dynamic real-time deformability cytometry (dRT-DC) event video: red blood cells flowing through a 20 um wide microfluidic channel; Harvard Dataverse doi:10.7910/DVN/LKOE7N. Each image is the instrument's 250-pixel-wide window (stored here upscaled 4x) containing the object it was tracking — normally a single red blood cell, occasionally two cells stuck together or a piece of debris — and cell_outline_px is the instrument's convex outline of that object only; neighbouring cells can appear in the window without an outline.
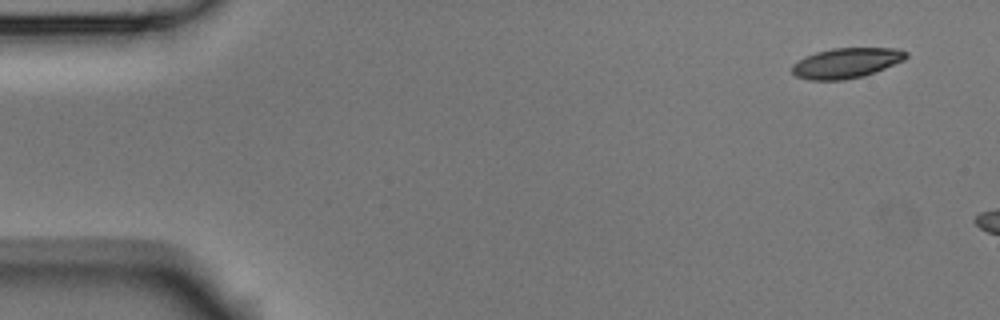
{"species": "Egyptian fruit bat (a non-hibernating species)", "species_latin": "Rousettus aegyptiacus", "temperature_condition": "room temperature", "stored_images_in_passage": 3, "camera_frame_rate_fps": 3000, "um_per_image_px": 0.085, "animal": {"sex": "male"}, "frame": {"image": 1, "passage_image": 1, "time_ms": 0.0, "image_size_px": [1000, 320], "cell_outline_px": [[908, 56], [904, 60], [864, 76], [844, 80], [808, 80], [796, 76], [792, 72], [792, 64], [816, 52], [832, 48], [900, 48], [908, 52]], "centroid_in_image_um": [71.96, 5.35], "position_along_channel_um": 13.0, "area_um2": 20.0}}